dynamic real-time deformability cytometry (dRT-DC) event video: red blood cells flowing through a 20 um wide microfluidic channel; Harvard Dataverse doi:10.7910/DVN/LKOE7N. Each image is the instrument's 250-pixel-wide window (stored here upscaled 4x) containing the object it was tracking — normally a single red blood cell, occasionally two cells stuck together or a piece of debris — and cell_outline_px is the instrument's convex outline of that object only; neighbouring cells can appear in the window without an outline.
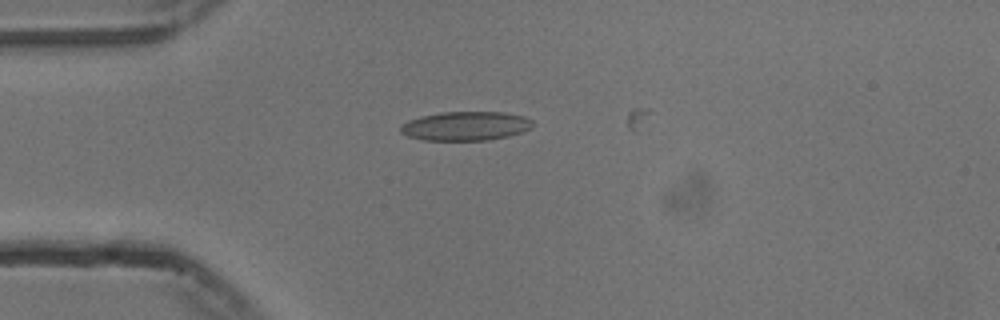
{"species": "common noctule bat (a hibernating species)", "species_latin": "Nyctalus noctula", "temperature_condition": "cold", "stored_images_in_passage": 10, "camera_frame_rate_fps": 3000, "um_per_image_px": 0.085, "animal": {"sex": "male", "body_mass_g": 13.3}, "frame": {"image": 1, "passage_image": 1, "time_ms": 0.0, "image_size_px": [1000, 320], "cell_outline_px": [[536, 124], [532, 128], [508, 136], [488, 140], [424, 140], [408, 136], [400, 132], [400, 128], [408, 120], [420, 116], [444, 112], [504, 112], [524, 116], [532, 120]], "centroid_in_image_um": [39.61, 10.71], "position_along_channel_um": 45.4, "area_um2": 22.37}}
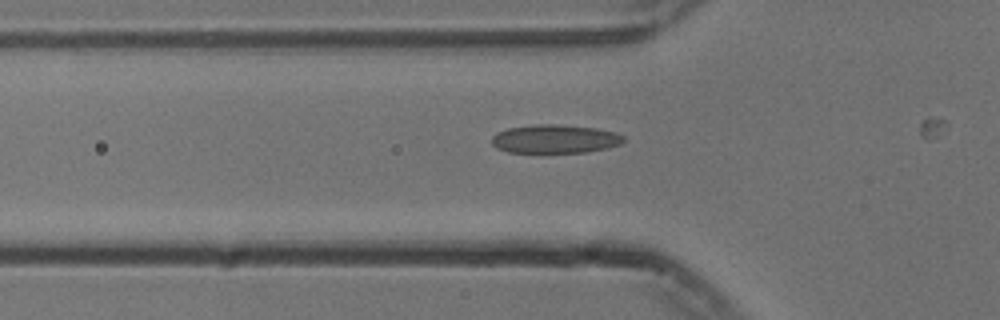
{"frame": {"image": 2, "passage_image": 5, "time_ms": 1.333, "image_size_px": [1000, 320], "cell_outline_px": [[624, 140], [620, 144], [604, 148], [584, 152], [508, 152], [496, 148], [492, 144], [492, 136], [496, 132], [508, 128], [536, 124], [556, 124], [596, 128], [616, 132], [624, 136]], "centroid_in_image_um": [47.14, 11.8], "position_along_channel_um": 78.7, "area_um2": 21.85}}
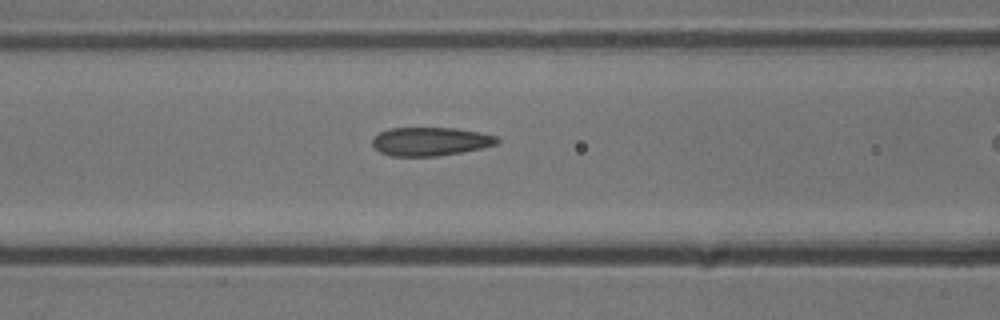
{"frame": {"image": 3, "passage_image": 9, "time_ms": 2.667, "image_size_px": [1000, 320], "cell_outline_px": [[500, 140], [496, 144], [480, 148], [460, 152], [436, 156], [392, 156], [380, 152], [372, 144], [372, 140], [380, 132], [388, 128], [456, 128], [480, 132], [496, 136]], "centroid_in_image_um": [36.57, 12.02], "position_along_channel_um": 130.0, "area_um2": 20.58}}